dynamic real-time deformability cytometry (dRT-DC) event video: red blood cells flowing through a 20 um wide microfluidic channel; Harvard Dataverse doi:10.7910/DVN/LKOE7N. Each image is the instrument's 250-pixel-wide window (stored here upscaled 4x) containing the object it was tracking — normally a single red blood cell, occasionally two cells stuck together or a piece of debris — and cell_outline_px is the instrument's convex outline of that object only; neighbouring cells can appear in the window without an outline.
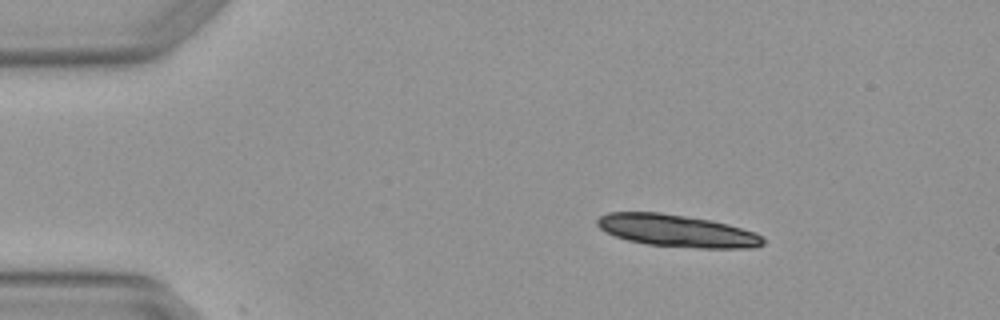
{"species": "Egyptian fruit bat (a non-hibernating species)", "species_latin": "Rousettus aegyptiacus", "temperature_condition": "warm", "stored_images_in_passage": 3, "camera_frame_rate_fps": 3000, "um_per_image_px": 0.085, "animal": {"sex": "female"}, "frame": {"image": 1, "passage_image": 2, "time_ms": 0.333, "image_size_px": [1000, 320], "cell_outline_px": [[764, 244], [752, 248], [700, 248], [648, 244], [628, 240], [616, 236], [600, 228], [596, 224], [596, 220], [600, 216], [608, 212], [660, 212], [712, 220], [728, 224], [756, 232], [764, 236]], "centroid_in_image_um": [57.58, 19.61], "position_along_channel_um": 27.4, "area_um2": 31.1}}